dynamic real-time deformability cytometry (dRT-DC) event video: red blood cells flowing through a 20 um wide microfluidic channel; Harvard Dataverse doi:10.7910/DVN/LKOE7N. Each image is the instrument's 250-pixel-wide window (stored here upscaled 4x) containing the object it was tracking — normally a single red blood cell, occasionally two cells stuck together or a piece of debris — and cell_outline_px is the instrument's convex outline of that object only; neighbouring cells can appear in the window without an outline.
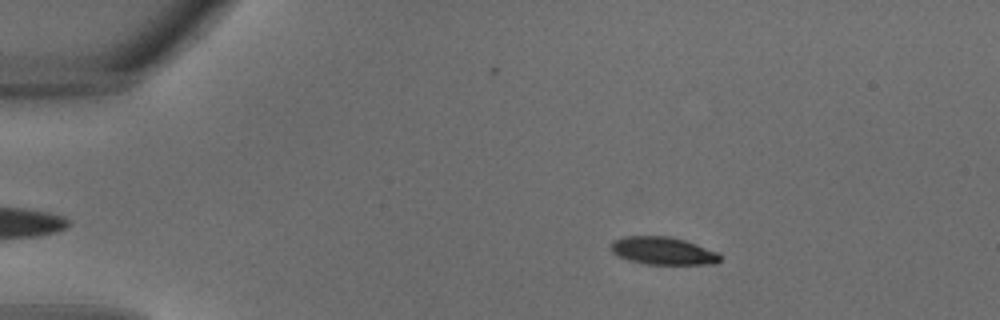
{"species": "common noctule bat (a hibernating species)", "species_latin": "Nyctalus noctula", "temperature_condition": "warm", "stored_images_in_passage": 31, "camera_frame_rate_fps": 3000, "um_per_image_px": 0.085, "animal": {"sex": "male", "body_mass_g": 18.8}, "frame": {"image": 1, "passage_image": 3, "time_ms": 0.667, "image_size_px": [1000, 320], "cell_outline_px": [[720, 260], [716, 264], [648, 264], [628, 260], [612, 252], [612, 240], [624, 236], [668, 236], [684, 240], [696, 244], [716, 252], [720, 256]], "centroid_in_image_um": [56.34, 21.32], "position_along_channel_um": 28.7, "area_um2": 17.4}}
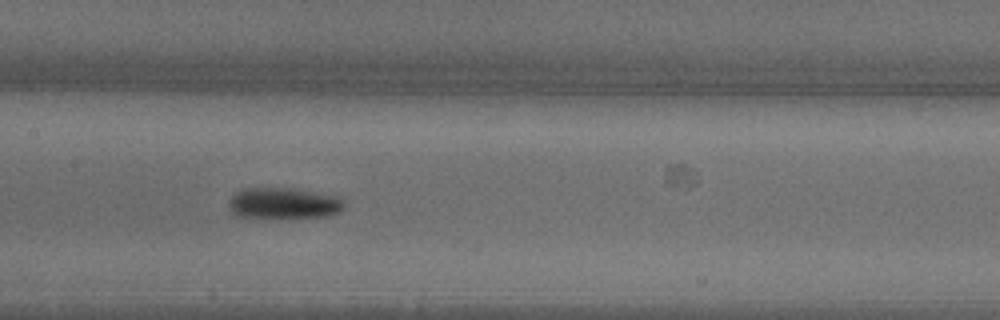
{"frame": {"image": 2, "passage_image": 14, "time_ms": 4.333, "image_size_px": [1000, 320], "cell_outline_px": [[344, 208], [340, 212], [324, 216], [236, 216], [228, 208], [228, 200], [236, 192], [244, 188], [296, 188], [340, 196], [344, 200]], "centroid_in_image_um": [24.13, 17.23], "position_along_channel_um": 183.3, "area_um2": 20.69}}
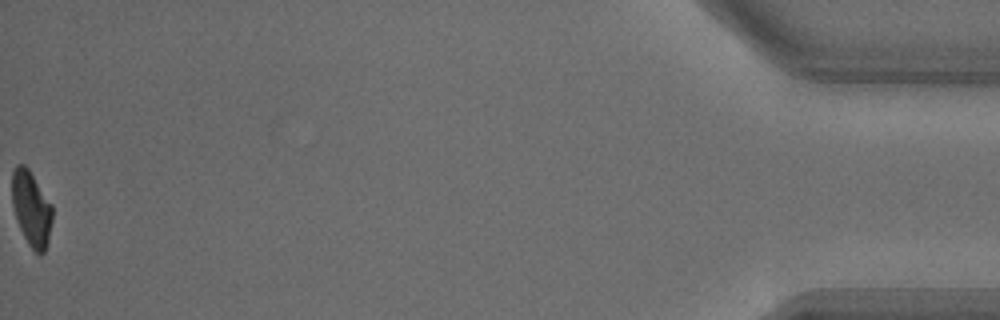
{"frame": {"image": 3, "passage_image": 31, "time_ms": 10.0, "image_size_px": [1000, 320], "cell_outline_px": [[52, 220], [48, 244], [44, 252], [40, 256], [28, 244], [16, 220], [12, 204], [12, 172], [16, 164], [24, 164], [28, 168], [52, 204]], "centroid_in_image_um": [2.67, 17.73], "position_along_channel_um": 432.5, "area_um2": 17.74}}